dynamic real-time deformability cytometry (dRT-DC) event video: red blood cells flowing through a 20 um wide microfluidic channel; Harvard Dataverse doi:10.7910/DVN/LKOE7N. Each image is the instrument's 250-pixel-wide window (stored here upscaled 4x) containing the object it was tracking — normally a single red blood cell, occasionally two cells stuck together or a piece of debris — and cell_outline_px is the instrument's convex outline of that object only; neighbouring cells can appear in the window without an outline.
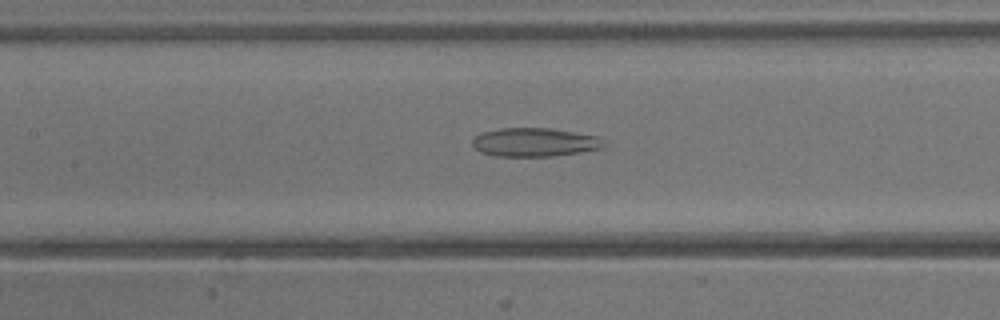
{"species": "common noctule bat (a hibernating species)", "species_latin": "Nyctalus noctula", "temperature_condition": "warm", "stored_images_in_passage": 38, "camera_frame_rate_fps": 3000, "um_per_image_px": 0.085, "animal": {"sex": "male", "body_mass_g": 13.3}, "frame": {"image": 1, "passage_image": 18, "time_ms": 5.667, "image_size_px": [1000, 320], "cell_outline_px": [[608, 144], [604, 148], [580, 152], [552, 156], [496, 156], [480, 152], [472, 148], [472, 140], [476, 136], [484, 132], [500, 128], [552, 128], [600, 136]], "centroid_in_image_um": [45.5, 12.09], "position_along_channel_um": 161.9, "area_um2": 22.25}}
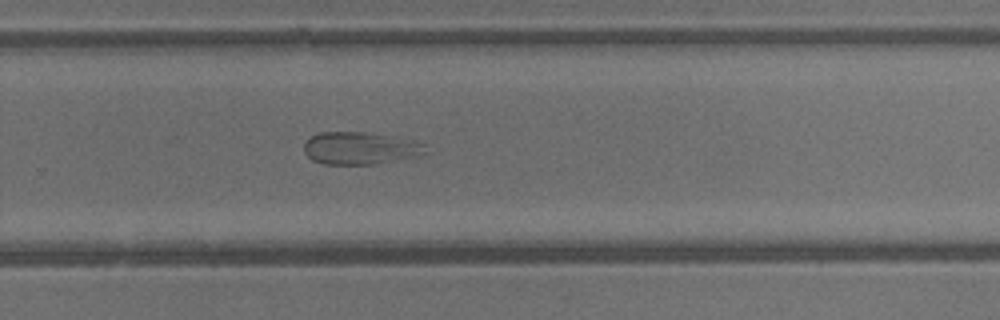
{"frame": {"image": 2, "passage_image": 26, "time_ms": 8.333, "image_size_px": [1000, 320], "cell_outline_px": [[424, 152], [416, 156], [372, 164], [324, 164], [312, 160], [304, 152], [304, 144], [312, 136], [320, 132], [364, 132], [392, 136], [416, 140], [424, 144]], "centroid_in_image_um": [30.58, 12.59], "position_along_channel_um": 299.2, "area_um2": 22.66}}
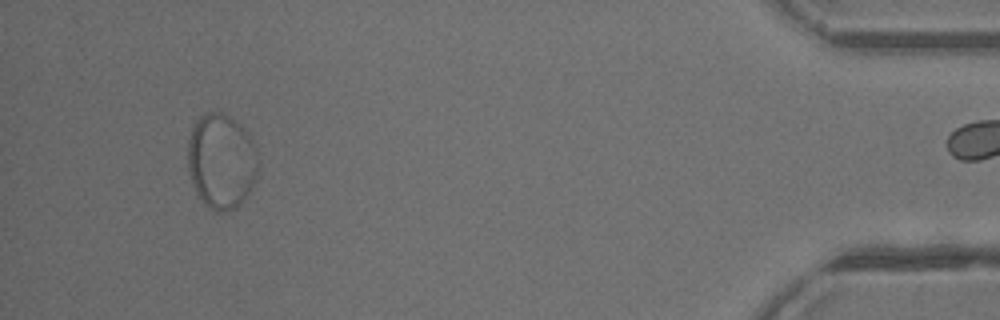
{"frame": {"image": 3, "passage_image": 37, "time_ms": 12.0, "image_size_px": [1000, 320], "cell_outline_px": [[260, 160], [256, 180], [244, 200], [236, 208], [224, 212], [216, 212], [208, 208], [196, 196], [188, 172], [188, 140], [192, 128], [196, 120], [204, 112], [224, 112], [240, 124], [248, 136]], "centroid_in_image_um": [18.8, 13.74], "position_along_channel_um": 416.4, "area_um2": 39.59}}